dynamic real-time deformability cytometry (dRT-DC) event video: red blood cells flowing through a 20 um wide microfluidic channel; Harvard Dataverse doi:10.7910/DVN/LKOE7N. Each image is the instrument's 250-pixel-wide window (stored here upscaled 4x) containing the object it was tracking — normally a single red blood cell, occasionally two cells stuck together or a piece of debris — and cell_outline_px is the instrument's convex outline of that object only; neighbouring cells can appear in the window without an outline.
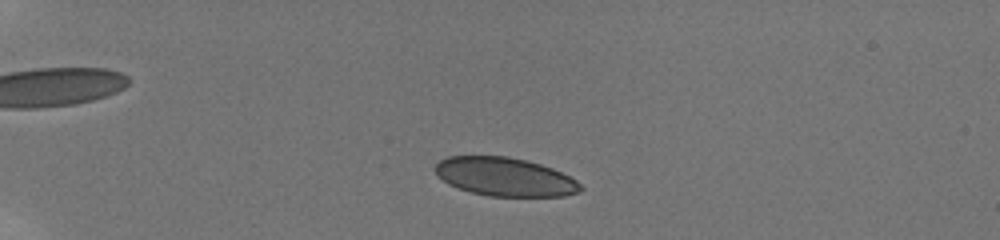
{"species": "human", "species_latin": "Homo sapiens", "temperature_condition": "room temperature", "stored_images_in_passage": 13, "camera_frame_rate_fps": 3000, "um_per_image_px": 0.085, "donor": {"sex": "male"}, "frame": {"image": 1, "passage_image": 1, "time_ms": 0.0, "image_size_px": [1000, 240], "cell_outline_px": [[584, 188], [580, 192], [564, 196], [488, 196], [472, 192], [448, 184], [432, 168], [440, 160], [448, 156], [508, 156], [528, 160], [552, 168], [576, 180]], "centroid_in_image_um": [42.92, 15.02], "position_along_channel_um": 42.1, "area_um2": 32.6}}